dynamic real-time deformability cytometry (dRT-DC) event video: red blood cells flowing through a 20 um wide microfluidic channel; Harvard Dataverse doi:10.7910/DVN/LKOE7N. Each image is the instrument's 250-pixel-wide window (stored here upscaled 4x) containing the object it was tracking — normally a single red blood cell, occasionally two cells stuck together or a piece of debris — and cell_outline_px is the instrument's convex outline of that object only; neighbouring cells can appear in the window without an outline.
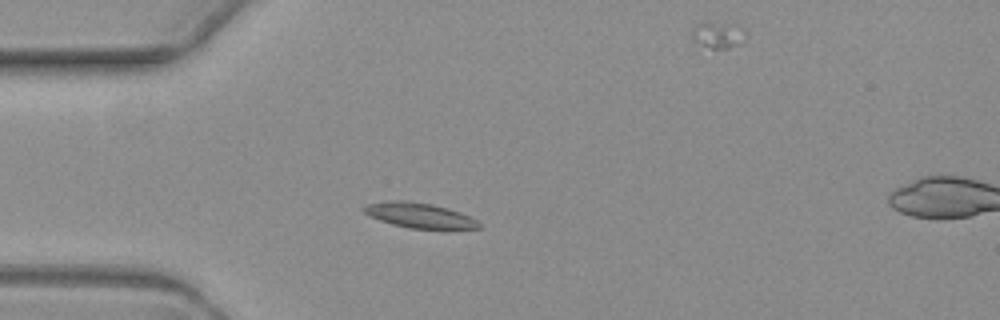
{"species": "common noctule bat (a hibernating species)", "species_latin": "Nyctalus noctula", "temperature_condition": "warm", "stored_images_in_passage": 5, "camera_frame_rate_fps": 3000, "um_per_image_px": 0.085, "animal": {"sex": "female", "body_mass_g": 19.3, "forearm_length_mm": 54.1}, "frame": {"image": 1, "passage_image": 3, "time_ms": 3.333, "image_size_px": [1000, 320], "cell_outline_px": [[480, 228], [408, 228], [392, 224], [368, 216], [360, 208], [364, 204], [384, 200], [408, 200], [432, 204], [448, 208], [460, 212], [476, 220], [480, 224]], "centroid_in_image_um": [35.54, 18.27], "position_along_channel_um": 49.5, "area_um2": 16.88}}
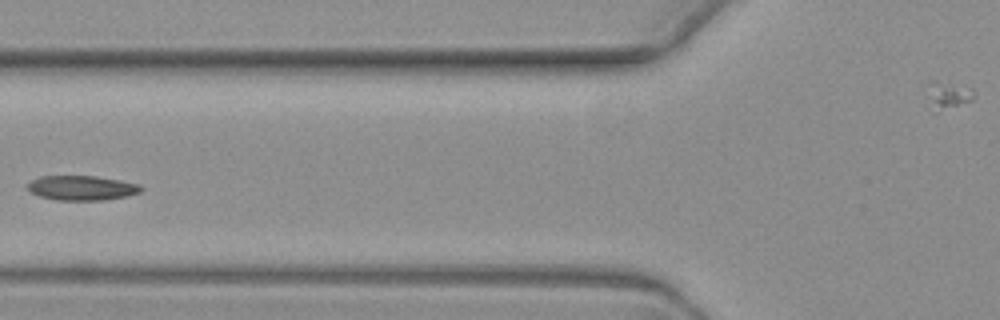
{"frame": {"image": 2, "passage_image": 5, "time_ms": 5.667, "image_size_px": [1000, 320], "cell_outline_px": [[144, 188], [140, 192], [128, 196], [104, 200], [56, 200], [40, 196], [32, 192], [28, 188], [28, 184], [32, 180], [40, 176], [96, 176], [120, 180], [140, 184]], "centroid_in_image_um": [7.0, 15.97], "position_along_channel_um": 118.8, "area_um2": 16.3}}